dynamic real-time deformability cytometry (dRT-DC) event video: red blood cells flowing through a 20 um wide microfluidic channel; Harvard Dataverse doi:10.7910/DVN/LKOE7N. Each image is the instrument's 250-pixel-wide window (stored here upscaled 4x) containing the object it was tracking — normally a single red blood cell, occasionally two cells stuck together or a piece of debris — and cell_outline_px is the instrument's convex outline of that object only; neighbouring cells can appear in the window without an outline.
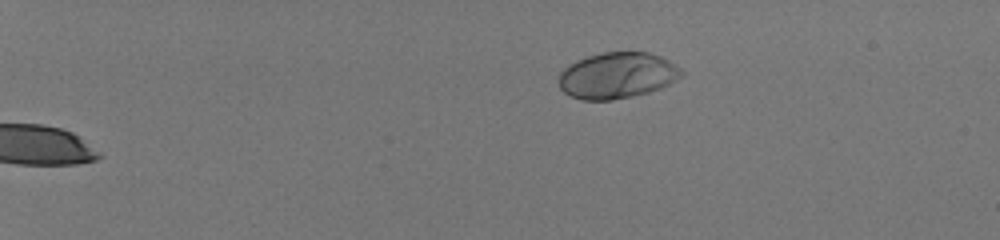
{"species": "human", "species_latin": "Homo sapiens", "temperature_condition": "room temperature", "stored_images_in_passage": 44, "camera_frame_rate_fps": 3000, "um_per_image_px": 0.085, "donor": {"sex": "male"}, "frame": {"image": 1, "passage_image": 1, "time_ms": 0.0, "image_size_px": [1000, 240], "cell_outline_px": [[684, 72], [676, 80], [660, 88], [648, 92], [632, 96], [612, 100], [580, 100], [564, 92], [560, 88], [560, 72], [568, 64], [588, 56], [604, 52], [648, 52], [660, 56], [668, 60], [680, 68]], "centroid_in_image_um": [52.45, 6.41], "position_along_channel_um": 32.5, "area_um2": 32.77}}
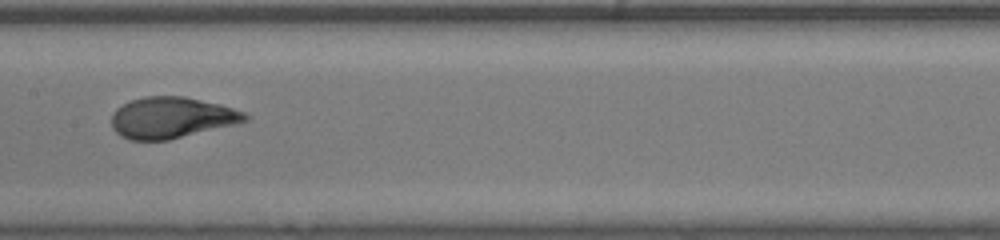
{"frame": {"image": 2, "passage_image": 23, "time_ms": 7.333, "image_size_px": [1000, 240], "cell_outline_px": [[252, 116], [248, 120], [240, 124], [168, 140], [132, 140], [120, 136], [112, 128], [112, 112], [116, 108], [132, 100], [144, 96], [184, 96], [220, 104], [244, 112]], "centroid_in_image_um": [14.63, 10.01], "position_along_channel_um": 192.8, "area_um2": 32.37}}
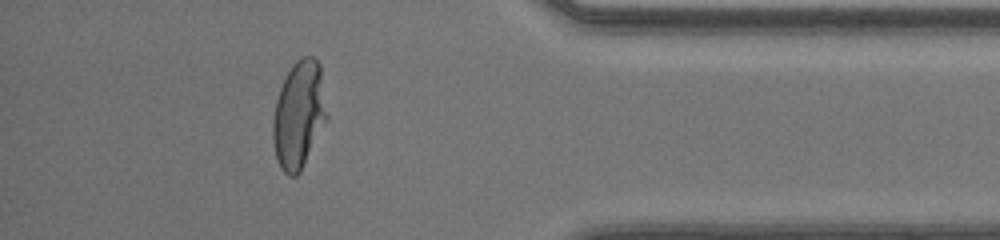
{"frame": {"image": 3, "passage_image": 40, "time_ms": 13.0, "image_size_px": [1000, 240], "cell_outline_px": [[328, 120], [300, 172], [296, 176], [288, 176], [280, 168], [276, 160], [272, 136], [272, 120], [276, 100], [280, 88], [292, 64], [300, 56], [312, 56], [320, 64], [328, 116]], "centroid_in_image_um": [25.41, 9.77], "position_along_channel_um": 409.8, "area_um2": 34.22}, "authors_computed_cell_mechanics": {"area_um2": 32.2813, "velocity_mm_per_s": 4.1324, "shape_relaxation_time_tau1_ms": 3.6861, "shape_relaxation_time_tau2_ms": null, "deformation_change_tau1": 0.2287, "deformation_change_tau2": null}}